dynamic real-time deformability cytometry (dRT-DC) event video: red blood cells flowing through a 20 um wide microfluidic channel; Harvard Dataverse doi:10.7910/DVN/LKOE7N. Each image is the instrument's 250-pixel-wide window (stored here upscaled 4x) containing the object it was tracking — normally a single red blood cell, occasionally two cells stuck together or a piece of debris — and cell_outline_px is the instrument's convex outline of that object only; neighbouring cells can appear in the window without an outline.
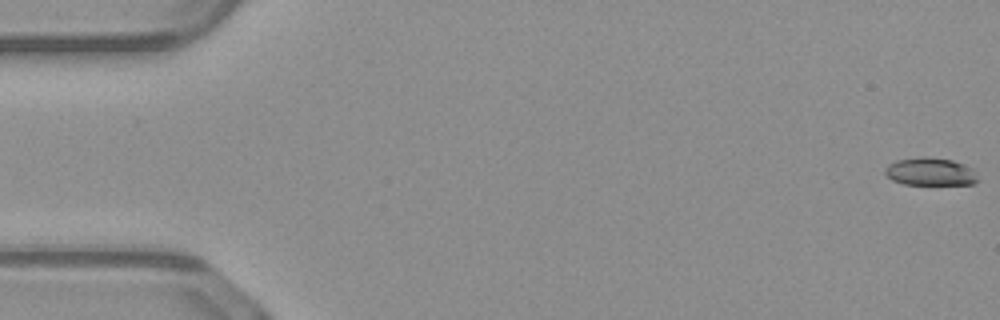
{"species": "common noctule bat (a hibernating species)", "species_latin": "Nyctalus noctula", "temperature_condition": "warm", "stored_images_in_passage": 51, "camera_frame_rate_fps": 3000, "um_per_image_px": 0.085, "animal": {"sex": "male", "body_mass_g": 23.1, "forearm_length_mm": 52.7}, "frame": {"image": 1, "passage_image": 1, "time_ms": 0.0, "image_size_px": [1000, 320], "cell_outline_px": [[980, 180], [972, 184], [904, 184], [892, 180], [884, 172], [884, 168], [888, 164], [896, 160], [924, 156], [952, 160], [964, 164], [972, 168]], "centroid_in_image_um": [79.08, 14.59], "position_along_channel_um": 5.9, "area_um2": 15.09}}
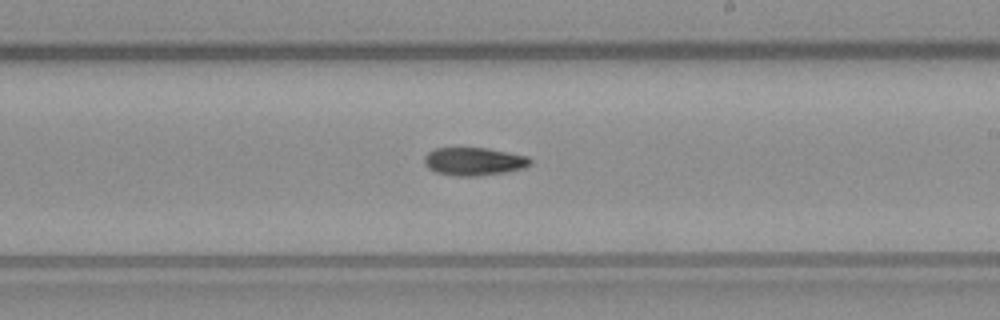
{"frame": {"image": 2, "passage_image": 30, "time_ms": 9.667, "image_size_px": [1000, 320], "cell_outline_px": [[532, 164], [524, 168], [504, 172], [476, 176], [456, 176], [436, 172], [428, 168], [424, 164], [424, 156], [428, 152], [436, 148], [488, 148], [528, 156], [532, 160]], "centroid_in_image_um": [40.29, 13.72], "position_along_channel_um": 248.7, "area_um2": 17.34}}
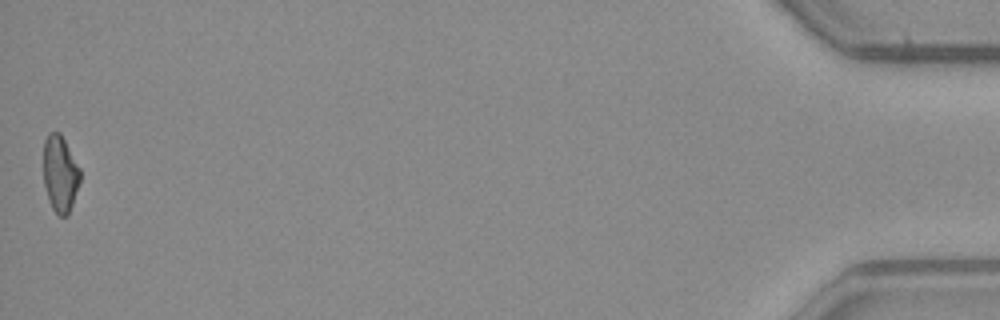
{"frame": {"image": 3, "passage_image": 51, "time_ms": 16.667, "image_size_px": [1000, 320], "cell_outline_px": [[80, 180], [68, 216], [60, 216], [52, 208], [48, 200], [44, 184], [44, 140], [48, 132], [60, 132], [80, 168]], "centroid_in_image_um": [5.1, 14.76], "position_along_channel_um": 430.1, "area_um2": 16.3}}